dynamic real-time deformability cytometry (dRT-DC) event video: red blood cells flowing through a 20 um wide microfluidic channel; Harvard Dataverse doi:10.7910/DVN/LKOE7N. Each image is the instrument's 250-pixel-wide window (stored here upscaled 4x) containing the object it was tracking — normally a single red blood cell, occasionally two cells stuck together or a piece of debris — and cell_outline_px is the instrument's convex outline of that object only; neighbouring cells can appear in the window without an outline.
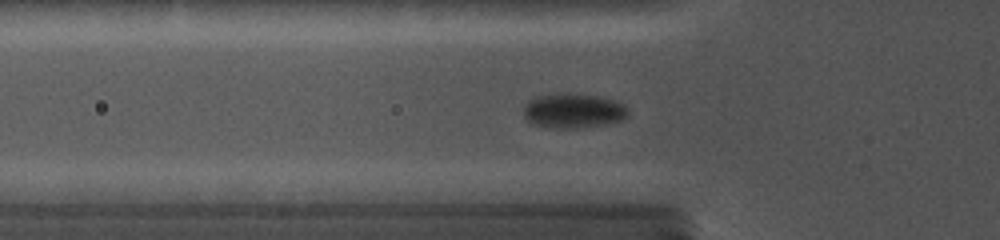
{"species": "common noctule bat (a hibernating species)", "species_latin": "Nyctalus noctula", "temperature_condition": "cold", "stored_images_in_passage": 24, "camera_frame_rate_fps": 5000, "um_per_image_px": 0.085, "animal": {"sex": "female", "body_mass_g": 19.0, "forearm_length_mm": 56.7}, "frame": {"image": 1, "passage_image": 7, "time_ms": 3.6, "image_size_px": [1000, 240], "cell_outline_px": [[628, 116], [620, 120], [608, 124], [576, 128], [548, 128], [532, 124], [524, 116], [524, 108], [528, 100], [548, 96], [588, 96], [612, 100], [628, 108]], "centroid_in_image_um": [48.73, 9.5], "position_along_channel_um": 77.1, "area_um2": 20.0}}
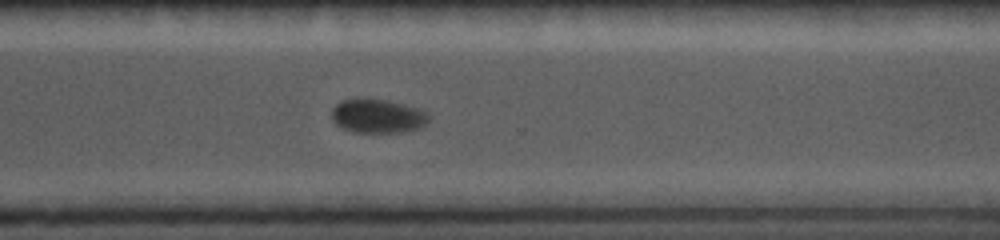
{"frame": {"image": 2, "passage_image": 18, "time_ms": 10.4, "image_size_px": [1000, 240], "cell_outline_px": [[428, 124], [424, 128], [408, 132], [352, 132], [340, 128], [332, 120], [332, 108], [336, 104], [344, 100], [380, 100], [400, 104], [416, 108], [428, 112]], "centroid_in_image_um": [32.13, 9.92], "position_along_channel_um": 338.5, "area_um2": 19.02}}
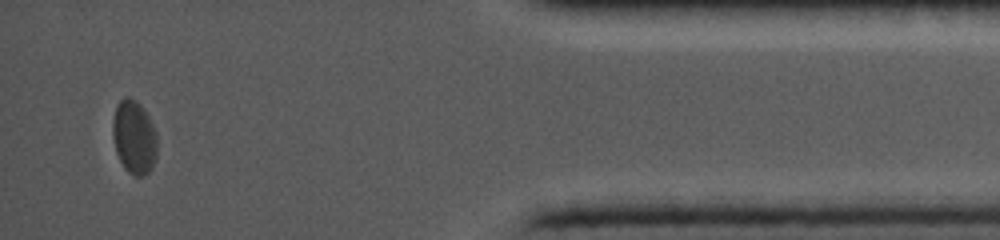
{"frame": {"image": 3, "passage_image": 23, "time_ms": 13.6, "image_size_px": [1000, 240], "cell_outline_px": [[156, 160], [152, 168], [144, 176], [136, 176], [128, 172], [124, 168], [116, 152], [112, 136], [112, 120], [116, 104], [124, 96], [128, 96], [140, 104], [148, 116], [156, 132]], "centroid_in_image_um": [11.38, 11.66], "position_along_channel_um": 423.8, "area_um2": 19.25}}